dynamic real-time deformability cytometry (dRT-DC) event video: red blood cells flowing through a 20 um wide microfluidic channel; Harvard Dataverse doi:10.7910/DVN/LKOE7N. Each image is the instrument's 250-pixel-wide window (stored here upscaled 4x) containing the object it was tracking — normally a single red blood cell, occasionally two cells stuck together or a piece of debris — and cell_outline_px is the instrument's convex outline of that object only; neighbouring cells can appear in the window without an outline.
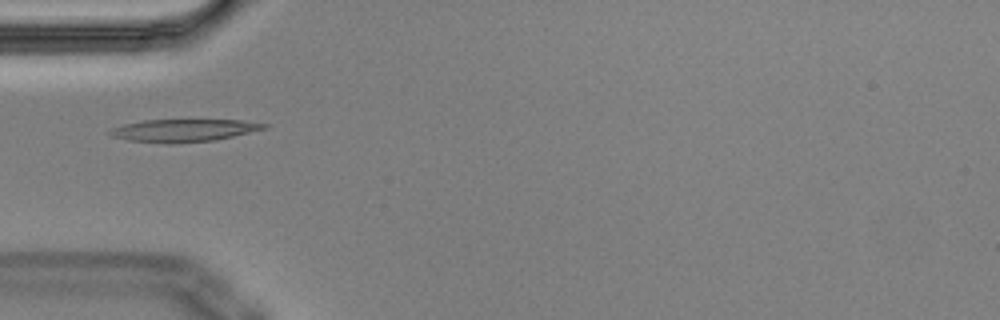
{"species": "Egyptian fruit bat (a non-hibernating species)", "species_latin": "Rousettus aegyptiacus", "temperature_condition": "cold", "stored_images_in_passage": 6, "camera_frame_rate_fps": 3000, "um_per_image_px": 0.085, "animal": {"sex": "male"}, "frame": {"image": 1, "passage_image": 2, "time_ms": 0.333, "image_size_px": [1000, 320], "cell_outline_px": [[268, 128], [216, 140], [172, 144], [168, 144], [128, 140], [112, 136], [104, 132], [112, 128], [124, 124], [144, 120], [240, 120], [268, 124]], "centroid_in_image_um": [15.58, 11.09], "position_along_channel_um": 69.4, "area_um2": 20.4}}
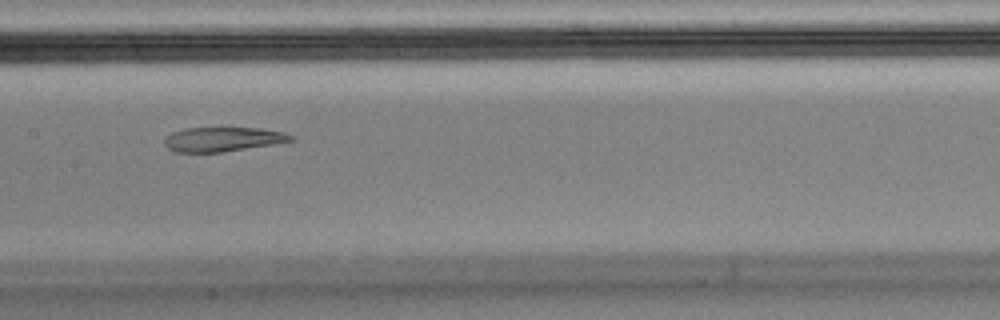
{"frame": {"image": 2, "passage_image": 5, "time_ms": 1.333, "image_size_px": [1000, 320], "cell_outline_px": [[296, 140], [272, 144], [220, 152], [176, 152], [168, 148], [164, 144], [164, 136], [172, 132], [184, 128], [264, 128], [284, 132], [296, 136]], "centroid_in_image_um": [18.95, 11.82], "position_along_channel_um": 188.5, "area_um2": 18.03}}